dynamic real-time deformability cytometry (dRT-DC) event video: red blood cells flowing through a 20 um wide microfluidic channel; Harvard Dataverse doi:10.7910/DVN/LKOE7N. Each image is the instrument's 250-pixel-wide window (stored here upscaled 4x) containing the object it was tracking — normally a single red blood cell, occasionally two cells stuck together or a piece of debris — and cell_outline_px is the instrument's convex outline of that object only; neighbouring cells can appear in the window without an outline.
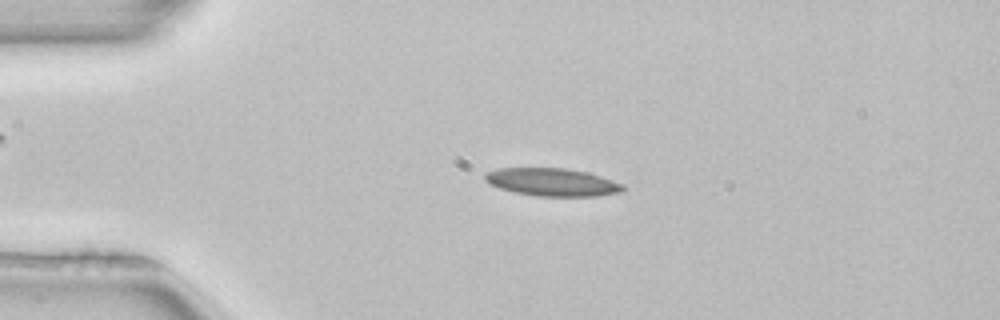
{"species": "common noctule bat (a hibernating species)", "species_latin": "Nyctalus noctula", "temperature_condition": "room temperature", "stored_images_in_passage": 51, "camera_frame_rate_fps": 3000, "um_per_image_px": 0.085, "animal": {"sex": "female", "body_mass_g": 22.7, "forearm_length_mm": 54.2}, "frame": {"image": 1, "passage_image": 11, "time_ms": 3.333, "image_size_px": [1000, 320], "cell_outline_px": [[624, 188], [620, 192], [596, 196], [536, 196], [516, 192], [500, 188], [488, 184], [484, 180], [484, 172], [500, 168], [564, 168], [584, 172], [600, 176], [624, 184]], "centroid_in_image_um": [46.89, 15.48], "position_along_channel_um": 38.1, "area_um2": 22.25}}
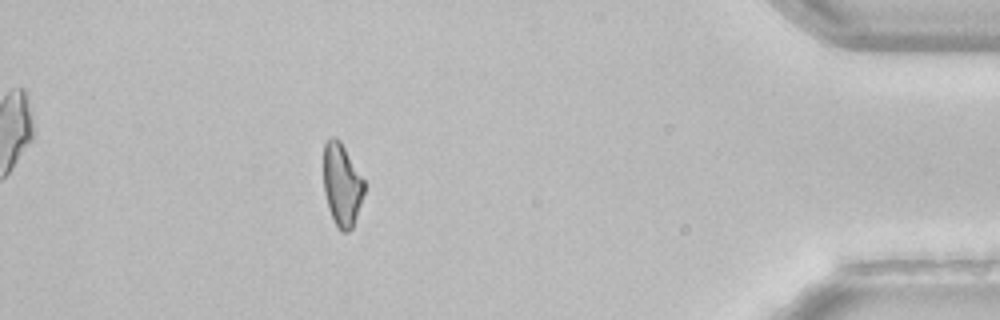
{"frame": {"image": 2, "passage_image": 45, "time_ms": 14.667, "image_size_px": [1000, 320], "cell_outline_px": [[364, 192], [352, 228], [348, 232], [340, 232], [328, 208], [324, 192], [324, 144], [328, 136], [336, 136], [340, 140], [364, 180]], "centroid_in_image_um": [29.04, 15.67], "position_along_channel_um": 406.2, "area_um2": 19.48}}